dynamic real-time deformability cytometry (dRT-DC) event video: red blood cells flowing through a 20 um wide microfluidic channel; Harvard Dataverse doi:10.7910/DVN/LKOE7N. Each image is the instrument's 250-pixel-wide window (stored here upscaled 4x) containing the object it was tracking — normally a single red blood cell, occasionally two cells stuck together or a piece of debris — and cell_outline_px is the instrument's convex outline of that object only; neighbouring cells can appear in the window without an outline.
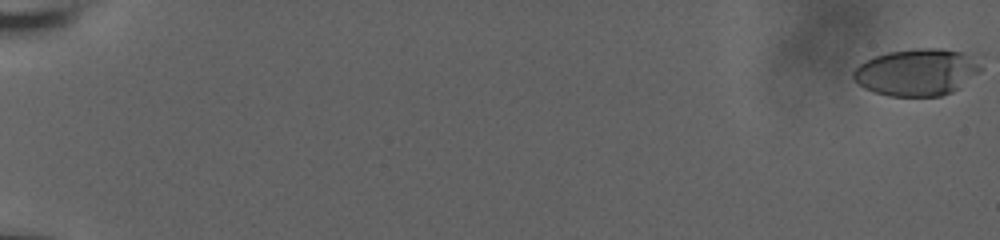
{"species": "human", "species_latin": "Homo sapiens", "temperature_condition": "room temperature", "stored_images_in_passage": 60, "camera_frame_rate_fps": 3000, "um_per_image_px": 0.085, "donor": {"sex": "male"}, "frame": {"image": 1, "passage_image": 1, "time_ms": 0.0, "image_size_px": [1000, 240], "cell_outline_px": [[984, 68], [980, 72], [960, 88], [952, 92], [940, 96], [888, 96], [872, 92], [864, 88], [852, 80], [852, 72], [864, 60], [872, 56], [888, 52], [916, 48], [940, 48], [964, 52]], "centroid_in_image_um": [77.9, 6.14], "position_along_channel_um": 7.1, "area_um2": 35.26}}
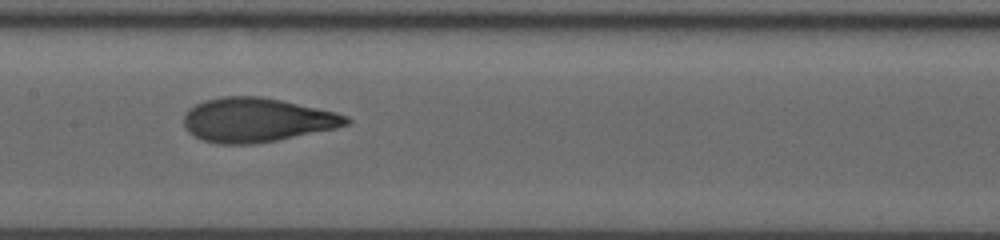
{"frame": {"image": 2, "passage_image": 34, "time_ms": 11.0, "image_size_px": [1000, 240], "cell_outline_px": [[352, 120], [348, 124], [336, 128], [276, 140], [252, 144], [216, 144], [200, 140], [192, 136], [188, 132], [184, 124], [184, 116], [188, 108], [204, 100], [224, 96], [260, 96], [280, 100], [336, 112], [348, 116]], "centroid_in_image_um": [21.78, 10.2], "position_along_channel_um": 185.6, "area_um2": 41.85}}
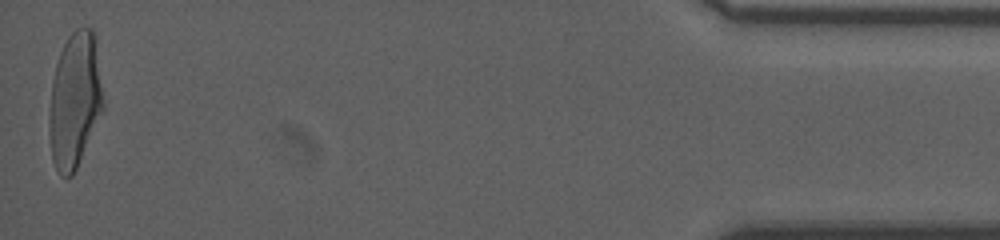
{"frame": {"image": 3, "passage_image": 60, "time_ms": 19.667, "image_size_px": [1000, 240], "cell_outline_px": [[104, 108], [76, 168], [72, 176], [60, 176], [52, 160], [48, 124], [52, 80], [56, 64], [60, 52], [68, 36], [76, 28], [92, 28], [96, 36], [104, 104]], "centroid_in_image_um": [6.36, 8.49], "position_along_channel_um": 428.8, "area_um2": 42.66}, "authors_computed_cell_mechanics": {"area_um2": 40.1132, "velocity_mm_per_s": 3.7404, "shape_relaxation_time_tau1_ms": 6.1323, "shape_relaxation_time_tau2_ms": 1.1687, "deformation_change_tau1": 0.2286, "deformation_change_tau2": 0.0871}}